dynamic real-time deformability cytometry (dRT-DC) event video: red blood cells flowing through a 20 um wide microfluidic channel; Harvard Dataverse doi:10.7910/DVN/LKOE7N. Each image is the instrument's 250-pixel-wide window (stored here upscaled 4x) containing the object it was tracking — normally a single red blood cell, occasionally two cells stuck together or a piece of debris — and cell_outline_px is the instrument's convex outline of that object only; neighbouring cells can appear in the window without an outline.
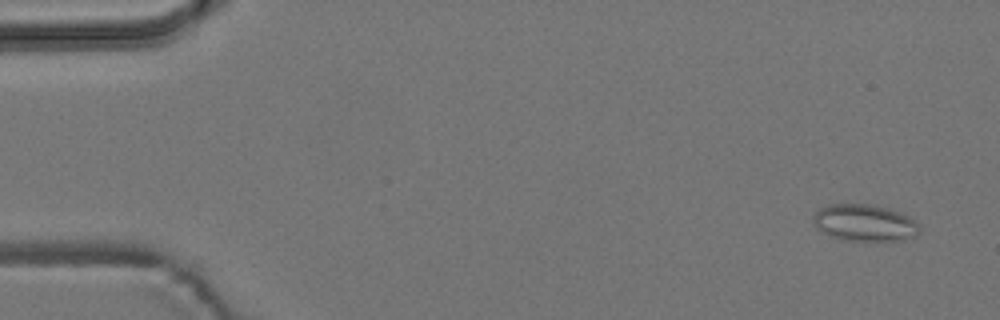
{"species": "common noctule bat (a hibernating species)", "species_latin": "Nyctalus noctula", "temperature_condition": "room temperature", "stored_images_in_passage": 55, "camera_frame_rate_fps": 3000, "um_per_image_px": 0.085, "animal": {"sex": "male", "body_mass_g": 19.2, "forearm_length_mm": 51.8}, "frame": {"image": 1, "passage_image": 3, "time_ms": 0.667, "image_size_px": [1000, 320], "cell_outline_px": [[920, 232], [916, 236], [904, 240], [844, 240], [832, 236], [816, 228], [812, 220], [812, 216], [820, 208], [828, 204], [872, 204], [888, 208], [908, 216], [920, 228]], "centroid_in_image_um": [73.47, 18.93], "position_along_channel_um": 11.5, "area_um2": 22.66}}
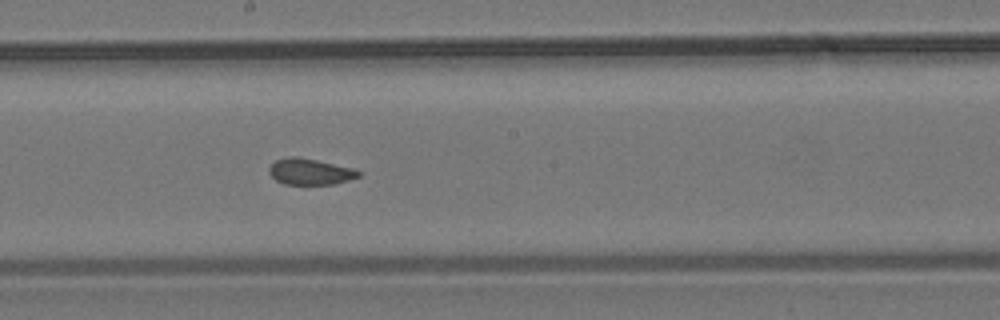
{"frame": {"image": 2, "passage_image": 30, "time_ms": 9.667, "image_size_px": [1000, 320], "cell_outline_px": [[360, 176], [336, 184], [284, 184], [276, 180], [268, 172], [268, 168], [276, 160], [288, 156], [296, 156], [356, 168], [360, 172]], "centroid_in_image_um": [26.37, 14.58], "position_along_channel_um": 221.8, "area_um2": 13.7}}
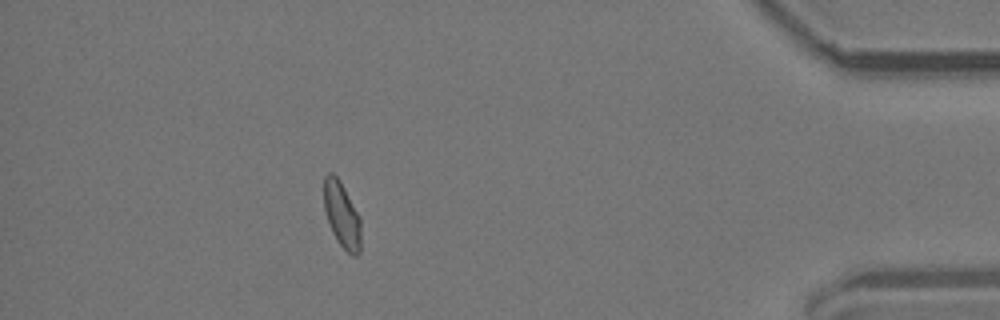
{"frame": {"image": 3, "passage_image": 49, "time_ms": 16.0, "image_size_px": [1000, 320], "cell_outline_px": [[360, 252], [356, 256], [352, 256], [336, 240], [332, 232], [324, 208], [324, 176], [328, 172], [332, 172], [340, 180], [360, 216]], "centroid_in_image_um": [29.06, 18.25], "position_along_channel_um": 406.1, "area_um2": 14.16}, "authors_computed_cell_mechanics": {"area_um2": 14.3344, "velocity_mm_per_s": 3.7527, "shape_relaxation_time_tau1_ms": null, "shape_relaxation_time_tau2_ms": 0.7967, "deformation_change_tau1": null, "deformation_change_tau2": 0.0542}}